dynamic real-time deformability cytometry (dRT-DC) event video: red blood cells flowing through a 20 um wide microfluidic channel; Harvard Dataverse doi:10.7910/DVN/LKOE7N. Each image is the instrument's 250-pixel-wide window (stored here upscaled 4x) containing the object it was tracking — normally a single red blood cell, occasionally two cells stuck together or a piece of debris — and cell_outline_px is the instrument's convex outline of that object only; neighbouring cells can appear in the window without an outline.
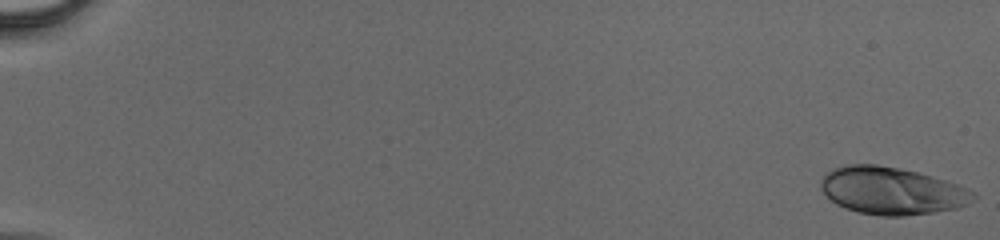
{"species": "human", "species_latin": "Homo sapiens", "temperature_condition": "cold", "stored_images_in_passage": 47, "camera_frame_rate_fps": 3000, "um_per_image_px": 0.085, "donor": {"sex": "male"}, "frame": {"image": 1, "passage_image": 1, "time_ms": 0.0, "image_size_px": [1000, 240], "cell_outline_px": [[976, 196], [964, 204], [956, 208], [932, 212], [904, 216], [880, 216], [856, 212], [844, 208], [836, 204], [820, 188], [820, 180], [824, 172], [848, 164], [876, 164], [900, 168], [916, 172], [944, 180], [968, 188]], "centroid_in_image_um": [75.72, 16.21], "position_along_channel_um": 9.3, "area_um2": 41.85}}
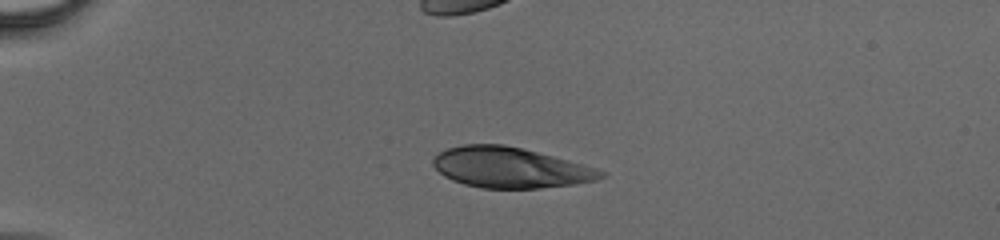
{"frame": {"image": 2, "passage_image": 13, "time_ms": 4.0, "image_size_px": [1000, 240], "cell_outline_px": [[604, 176], [596, 180], [572, 184], [540, 188], [480, 188], [464, 184], [452, 180], [444, 176], [432, 164], [432, 160], [440, 152], [448, 148], [460, 144], [504, 144], [584, 164], [596, 168], [604, 172]], "centroid_in_image_um": [43.33, 14.24], "position_along_channel_um": 41.7, "area_um2": 39.3}}